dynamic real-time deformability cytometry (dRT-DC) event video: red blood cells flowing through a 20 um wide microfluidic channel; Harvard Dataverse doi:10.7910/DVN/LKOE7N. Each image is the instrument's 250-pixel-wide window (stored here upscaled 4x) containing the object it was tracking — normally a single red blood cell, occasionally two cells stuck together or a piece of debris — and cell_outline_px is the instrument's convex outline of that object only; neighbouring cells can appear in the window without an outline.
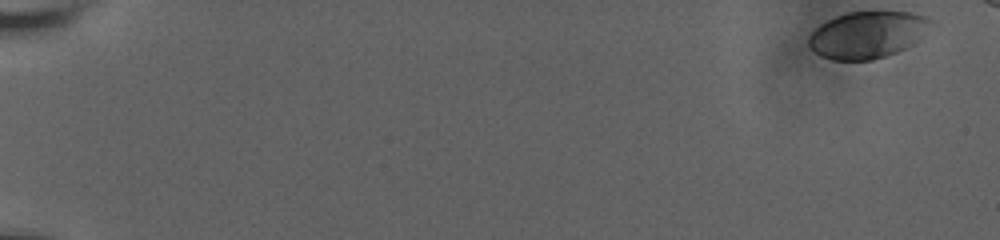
{"species": "human", "species_latin": "Homo sapiens", "temperature_condition": "room temperature", "stored_images_in_passage": 78, "camera_frame_rate_fps": 3000, "um_per_image_px": 0.085, "donor": {"sex": "male"}, "frame": {"image": 1, "passage_image": 1, "time_ms": 0.0, "image_size_px": [1000, 240], "cell_outline_px": [[932, 20], [912, 44], [896, 52], [872, 60], [832, 60], [820, 56], [808, 44], [808, 36], [820, 24], [836, 16], [848, 12], [908, 12], [928, 16]], "centroid_in_image_um": [73.66, 2.95], "position_along_channel_um": 11.3, "area_um2": 32.71}}
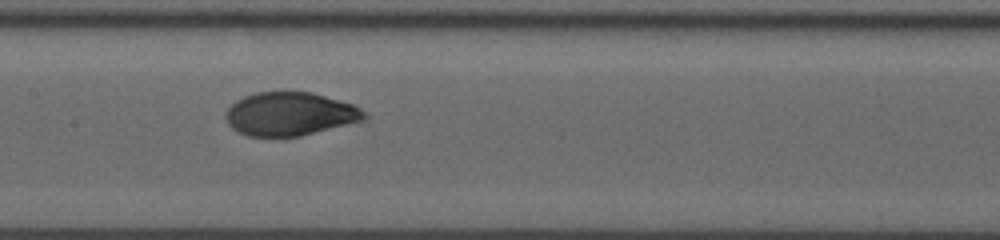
{"frame": {"image": 2, "passage_image": 41, "time_ms": 10.333, "image_size_px": [1000, 240], "cell_outline_px": [[368, 116], [364, 120], [300, 136], [248, 136], [232, 128], [228, 124], [224, 116], [228, 108], [236, 100], [244, 96], [256, 92], [312, 92], [352, 104], [360, 108]], "centroid_in_image_um": [24.63, 9.68], "position_along_channel_um": 182.8, "area_um2": 34.85}}
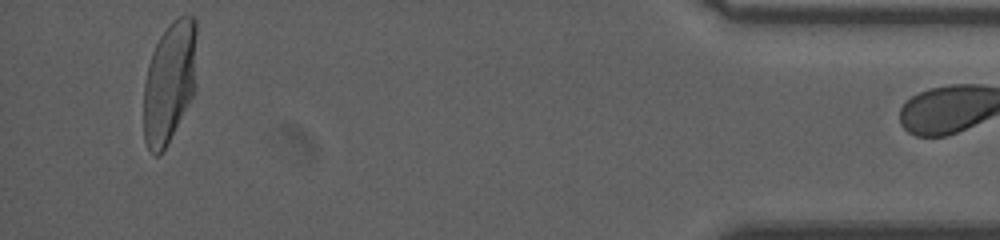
{"frame": {"image": 3, "passage_image": 76, "time_ms": 18.667, "image_size_px": [1000, 240], "cell_outline_px": [[196, 88], [192, 96], [164, 148], [156, 156], [152, 156], [144, 140], [144, 84], [148, 64], [152, 52], [160, 36], [168, 24], [172, 20], [180, 16], [192, 16], [196, 20]], "centroid_in_image_um": [14.41, 6.93], "position_along_channel_um": 420.8, "area_um2": 37.51}}